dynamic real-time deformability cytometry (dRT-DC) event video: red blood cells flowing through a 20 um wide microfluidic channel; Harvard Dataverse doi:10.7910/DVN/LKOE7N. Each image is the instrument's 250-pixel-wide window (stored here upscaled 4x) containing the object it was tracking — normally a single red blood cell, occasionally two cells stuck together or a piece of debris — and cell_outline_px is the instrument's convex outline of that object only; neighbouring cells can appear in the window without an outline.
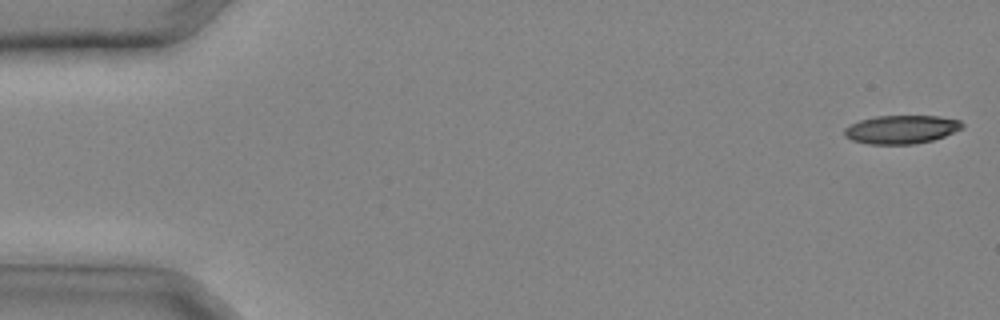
{"species": "common noctule bat (a hibernating species)", "species_latin": "Nyctalus noctula", "temperature_condition": "cold", "stored_images_in_passage": 31, "camera_frame_rate_fps": 3000, "um_per_image_px": 0.085, "animal": {"sex": "male", "body_mass_g": 20.4}, "frame": {"image": 1, "passage_image": 1, "time_ms": 0.0, "image_size_px": [1000, 320], "cell_outline_px": [[964, 128], [944, 136], [932, 140], [916, 144], [868, 144], [852, 140], [844, 136], [844, 128], [860, 120], [876, 116], [936, 116], [960, 120], [964, 124]], "centroid_in_image_um": [76.62, 11.0], "position_along_channel_um": 8.4, "area_um2": 19.54}}
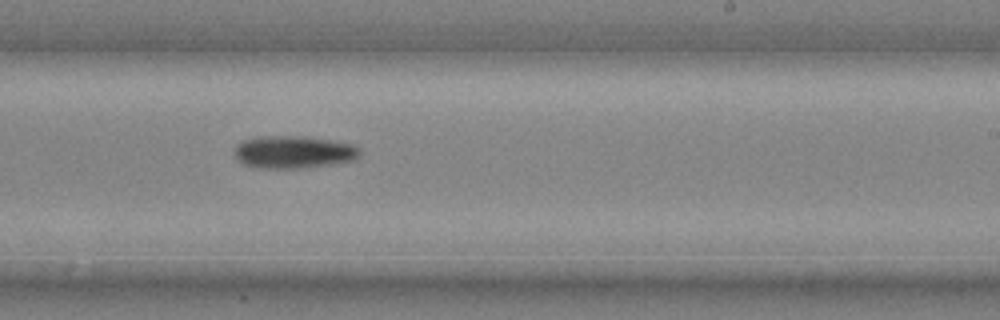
{"frame": {"image": 2, "passage_image": 20, "time_ms": 6.333, "image_size_px": [1000, 320], "cell_outline_px": [[360, 156], [356, 160], [332, 164], [300, 168], [252, 168], [236, 160], [236, 144], [244, 140], [264, 136], [300, 136], [328, 140], [352, 144], [360, 148]], "centroid_in_image_um": [24.96, 12.94], "position_along_channel_um": 264.0, "area_um2": 23.76}}
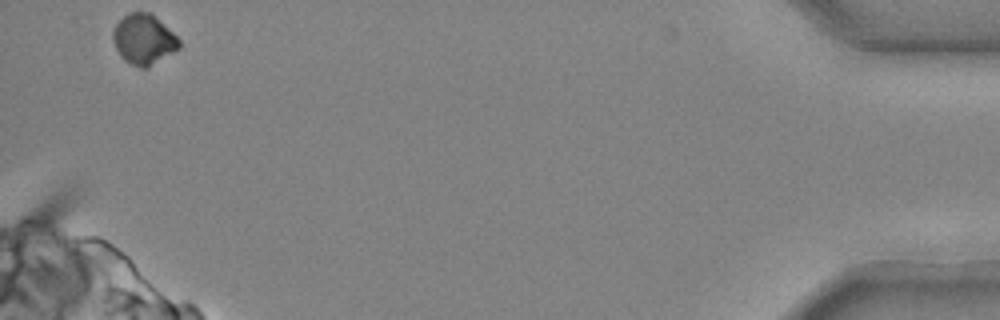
{"frame": {"image": 3, "passage_image": 31, "time_ms": 10.0, "image_size_px": [1000, 320], "cell_outline_px": [[180, 48], [148, 68], [140, 68], [124, 60], [120, 56], [112, 40], [112, 32], [116, 24], [128, 12], [152, 12], [180, 40]], "centroid_in_image_um": [12.21, 3.34], "position_along_channel_um": 423.0, "area_um2": 19.48}}